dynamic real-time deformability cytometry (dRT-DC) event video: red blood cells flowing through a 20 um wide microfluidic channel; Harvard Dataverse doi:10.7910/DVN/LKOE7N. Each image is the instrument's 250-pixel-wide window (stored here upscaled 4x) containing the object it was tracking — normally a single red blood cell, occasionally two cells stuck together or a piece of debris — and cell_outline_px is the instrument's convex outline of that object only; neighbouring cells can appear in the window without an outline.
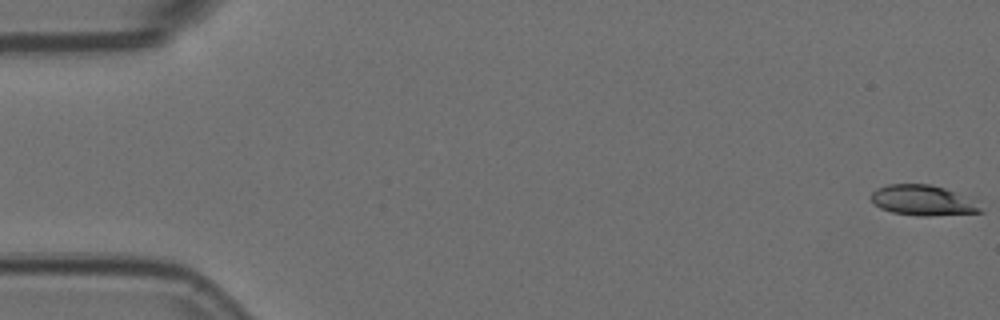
{"species": "Egyptian fruit bat (a non-hibernating species)", "species_latin": "Rousettus aegyptiacus", "temperature_condition": "room temperature", "stored_images_in_passage": 5, "camera_frame_rate_fps": 3000, "um_per_image_px": 0.085, "animal": {"sex": "female"}, "frame": {"image": 1, "passage_image": 1, "time_ms": 0.0, "image_size_px": [1000, 320], "cell_outline_px": [[984, 212], [928, 216], [916, 216], [892, 212], [880, 208], [872, 204], [872, 192], [876, 188], [888, 184], [932, 184], [944, 188], [952, 192], [980, 208]], "centroid_in_image_um": [78.29, 17.04], "position_along_channel_um": 6.7, "area_um2": 18.79}}